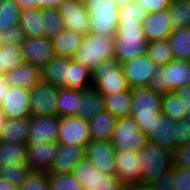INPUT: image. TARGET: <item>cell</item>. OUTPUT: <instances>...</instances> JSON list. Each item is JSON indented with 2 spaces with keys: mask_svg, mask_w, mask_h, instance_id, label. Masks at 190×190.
Returning a JSON list of instances; mask_svg holds the SVG:
<instances>
[{
  "mask_svg": "<svg viewBox=\"0 0 190 190\" xmlns=\"http://www.w3.org/2000/svg\"><path fill=\"white\" fill-rule=\"evenodd\" d=\"M174 166L171 171L162 175L155 185L157 190H175L174 187Z\"/></svg>",
  "mask_w": 190,
  "mask_h": 190,
  "instance_id": "51",
  "label": "cell"
},
{
  "mask_svg": "<svg viewBox=\"0 0 190 190\" xmlns=\"http://www.w3.org/2000/svg\"><path fill=\"white\" fill-rule=\"evenodd\" d=\"M111 143L115 150L140 152L148 143V137L140 132L132 117L117 118Z\"/></svg>",
  "mask_w": 190,
  "mask_h": 190,
  "instance_id": "8",
  "label": "cell"
},
{
  "mask_svg": "<svg viewBox=\"0 0 190 190\" xmlns=\"http://www.w3.org/2000/svg\"><path fill=\"white\" fill-rule=\"evenodd\" d=\"M25 63L42 67L55 57L52 40L46 37H30L22 44Z\"/></svg>",
  "mask_w": 190,
  "mask_h": 190,
  "instance_id": "19",
  "label": "cell"
},
{
  "mask_svg": "<svg viewBox=\"0 0 190 190\" xmlns=\"http://www.w3.org/2000/svg\"><path fill=\"white\" fill-rule=\"evenodd\" d=\"M146 54L158 66H164L174 59L168 39L150 41Z\"/></svg>",
  "mask_w": 190,
  "mask_h": 190,
  "instance_id": "38",
  "label": "cell"
},
{
  "mask_svg": "<svg viewBox=\"0 0 190 190\" xmlns=\"http://www.w3.org/2000/svg\"><path fill=\"white\" fill-rule=\"evenodd\" d=\"M104 96V106L116 118L131 117L132 89Z\"/></svg>",
  "mask_w": 190,
  "mask_h": 190,
  "instance_id": "26",
  "label": "cell"
},
{
  "mask_svg": "<svg viewBox=\"0 0 190 190\" xmlns=\"http://www.w3.org/2000/svg\"><path fill=\"white\" fill-rule=\"evenodd\" d=\"M162 114V94L148 87L132 89L131 117L140 132L149 137L154 133L156 119Z\"/></svg>",
  "mask_w": 190,
  "mask_h": 190,
  "instance_id": "1",
  "label": "cell"
},
{
  "mask_svg": "<svg viewBox=\"0 0 190 190\" xmlns=\"http://www.w3.org/2000/svg\"><path fill=\"white\" fill-rule=\"evenodd\" d=\"M142 165L139 152L129 150H116L115 176L123 183L142 182Z\"/></svg>",
  "mask_w": 190,
  "mask_h": 190,
  "instance_id": "15",
  "label": "cell"
},
{
  "mask_svg": "<svg viewBox=\"0 0 190 190\" xmlns=\"http://www.w3.org/2000/svg\"><path fill=\"white\" fill-rule=\"evenodd\" d=\"M60 117L30 116L28 142L58 143Z\"/></svg>",
  "mask_w": 190,
  "mask_h": 190,
  "instance_id": "16",
  "label": "cell"
},
{
  "mask_svg": "<svg viewBox=\"0 0 190 190\" xmlns=\"http://www.w3.org/2000/svg\"><path fill=\"white\" fill-rule=\"evenodd\" d=\"M141 190H157L154 185L141 182Z\"/></svg>",
  "mask_w": 190,
  "mask_h": 190,
  "instance_id": "59",
  "label": "cell"
},
{
  "mask_svg": "<svg viewBox=\"0 0 190 190\" xmlns=\"http://www.w3.org/2000/svg\"><path fill=\"white\" fill-rule=\"evenodd\" d=\"M50 180L48 172L32 171L18 190H49Z\"/></svg>",
  "mask_w": 190,
  "mask_h": 190,
  "instance_id": "44",
  "label": "cell"
},
{
  "mask_svg": "<svg viewBox=\"0 0 190 190\" xmlns=\"http://www.w3.org/2000/svg\"><path fill=\"white\" fill-rule=\"evenodd\" d=\"M178 146L190 142V120L176 121V134H174Z\"/></svg>",
  "mask_w": 190,
  "mask_h": 190,
  "instance_id": "48",
  "label": "cell"
},
{
  "mask_svg": "<svg viewBox=\"0 0 190 190\" xmlns=\"http://www.w3.org/2000/svg\"><path fill=\"white\" fill-rule=\"evenodd\" d=\"M149 14L146 8L138 1L128 4H122L118 11V22L125 23H143L145 17Z\"/></svg>",
  "mask_w": 190,
  "mask_h": 190,
  "instance_id": "40",
  "label": "cell"
},
{
  "mask_svg": "<svg viewBox=\"0 0 190 190\" xmlns=\"http://www.w3.org/2000/svg\"><path fill=\"white\" fill-rule=\"evenodd\" d=\"M29 118L6 120L5 126L0 134V142L5 143H28Z\"/></svg>",
  "mask_w": 190,
  "mask_h": 190,
  "instance_id": "28",
  "label": "cell"
},
{
  "mask_svg": "<svg viewBox=\"0 0 190 190\" xmlns=\"http://www.w3.org/2000/svg\"><path fill=\"white\" fill-rule=\"evenodd\" d=\"M142 29L147 40H165L173 32L168 9L149 13L142 23Z\"/></svg>",
  "mask_w": 190,
  "mask_h": 190,
  "instance_id": "20",
  "label": "cell"
},
{
  "mask_svg": "<svg viewBox=\"0 0 190 190\" xmlns=\"http://www.w3.org/2000/svg\"><path fill=\"white\" fill-rule=\"evenodd\" d=\"M38 0H15L21 10H28L30 8H37Z\"/></svg>",
  "mask_w": 190,
  "mask_h": 190,
  "instance_id": "55",
  "label": "cell"
},
{
  "mask_svg": "<svg viewBox=\"0 0 190 190\" xmlns=\"http://www.w3.org/2000/svg\"><path fill=\"white\" fill-rule=\"evenodd\" d=\"M168 41L174 59L190 61V27L173 30Z\"/></svg>",
  "mask_w": 190,
  "mask_h": 190,
  "instance_id": "33",
  "label": "cell"
},
{
  "mask_svg": "<svg viewBox=\"0 0 190 190\" xmlns=\"http://www.w3.org/2000/svg\"><path fill=\"white\" fill-rule=\"evenodd\" d=\"M64 1L65 0H38L37 8H40L42 10L49 8H59Z\"/></svg>",
  "mask_w": 190,
  "mask_h": 190,
  "instance_id": "53",
  "label": "cell"
},
{
  "mask_svg": "<svg viewBox=\"0 0 190 190\" xmlns=\"http://www.w3.org/2000/svg\"><path fill=\"white\" fill-rule=\"evenodd\" d=\"M92 87L91 70L81 63L69 61V88L83 90Z\"/></svg>",
  "mask_w": 190,
  "mask_h": 190,
  "instance_id": "35",
  "label": "cell"
},
{
  "mask_svg": "<svg viewBox=\"0 0 190 190\" xmlns=\"http://www.w3.org/2000/svg\"><path fill=\"white\" fill-rule=\"evenodd\" d=\"M122 181L116 176L110 174H102L99 181L98 190H121Z\"/></svg>",
  "mask_w": 190,
  "mask_h": 190,
  "instance_id": "49",
  "label": "cell"
},
{
  "mask_svg": "<svg viewBox=\"0 0 190 190\" xmlns=\"http://www.w3.org/2000/svg\"><path fill=\"white\" fill-rule=\"evenodd\" d=\"M149 41L142 23L118 22L114 36V58L121 64L146 53Z\"/></svg>",
  "mask_w": 190,
  "mask_h": 190,
  "instance_id": "2",
  "label": "cell"
},
{
  "mask_svg": "<svg viewBox=\"0 0 190 190\" xmlns=\"http://www.w3.org/2000/svg\"><path fill=\"white\" fill-rule=\"evenodd\" d=\"M121 190H141L140 183H123L121 185Z\"/></svg>",
  "mask_w": 190,
  "mask_h": 190,
  "instance_id": "56",
  "label": "cell"
},
{
  "mask_svg": "<svg viewBox=\"0 0 190 190\" xmlns=\"http://www.w3.org/2000/svg\"><path fill=\"white\" fill-rule=\"evenodd\" d=\"M18 25L23 29L27 38L44 37L43 20L40 8L22 10Z\"/></svg>",
  "mask_w": 190,
  "mask_h": 190,
  "instance_id": "31",
  "label": "cell"
},
{
  "mask_svg": "<svg viewBox=\"0 0 190 190\" xmlns=\"http://www.w3.org/2000/svg\"><path fill=\"white\" fill-rule=\"evenodd\" d=\"M86 157L104 174L115 176L116 150L111 142L91 140L86 145Z\"/></svg>",
  "mask_w": 190,
  "mask_h": 190,
  "instance_id": "14",
  "label": "cell"
},
{
  "mask_svg": "<svg viewBox=\"0 0 190 190\" xmlns=\"http://www.w3.org/2000/svg\"><path fill=\"white\" fill-rule=\"evenodd\" d=\"M139 154L143 170L142 182L155 186L162 175L173 168V154L161 146L148 142Z\"/></svg>",
  "mask_w": 190,
  "mask_h": 190,
  "instance_id": "5",
  "label": "cell"
},
{
  "mask_svg": "<svg viewBox=\"0 0 190 190\" xmlns=\"http://www.w3.org/2000/svg\"><path fill=\"white\" fill-rule=\"evenodd\" d=\"M26 144L0 142V166L26 165Z\"/></svg>",
  "mask_w": 190,
  "mask_h": 190,
  "instance_id": "32",
  "label": "cell"
},
{
  "mask_svg": "<svg viewBox=\"0 0 190 190\" xmlns=\"http://www.w3.org/2000/svg\"><path fill=\"white\" fill-rule=\"evenodd\" d=\"M104 109V96L100 92L94 87L82 90L79 109H77V117L89 121Z\"/></svg>",
  "mask_w": 190,
  "mask_h": 190,
  "instance_id": "25",
  "label": "cell"
},
{
  "mask_svg": "<svg viewBox=\"0 0 190 190\" xmlns=\"http://www.w3.org/2000/svg\"><path fill=\"white\" fill-rule=\"evenodd\" d=\"M7 118L5 117V115L3 114V112L0 109V134L3 130V127L5 126Z\"/></svg>",
  "mask_w": 190,
  "mask_h": 190,
  "instance_id": "58",
  "label": "cell"
},
{
  "mask_svg": "<svg viewBox=\"0 0 190 190\" xmlns=\"http://www.w3.org/2000/svg\"><path fill=\"white\" fill-rule=\"evenodd\" d=\"M180 100L183 108L190 109V85L182 86L173 92Z\"/></svg>",
  "mask_w": 190,
  "mask_h": 190,
  "instance_id": "52",
  "label": "cell"
},
{
  "mask_svg": "<svg viewBox=\"0 0 190 190\" xmlns=\"http://www.w3.org/2000/svg\"><path fill=\"white\" fill-rule=\"evenodd\" d=\"M58 10L65 20V29L85 36L89 34L90 14L85 9L84 2L65 0Z\"/></svg>",
  "mask_w": 190,
  "mask_h": 190,
  "instance_id": "12",
  "label": "cell"
},
{
  "mask_svg": "<svg viewBox=\"0 0 190 190\" xmlns=\"http://www.w3.org/2000/svg\"><path fill=\"white\" fill-rule=\"evenodd\" d=\"M116 119L106 109L98 112L94 118H91L88 123L92 140L111 142L116 126Z\"/></svg>",
  "mask_w": 190,
  "mask_h": 190,
  "instance_id": "24",
  "label": "cell"
},
{
  "mask_svg": "<svg viewBox=\"0 0 190 190\" xmlns=\"http://www.w3.org/2000/svg\"><path fill=\"white\" fill-rule=\"evenodd\" d=\"M48 176L50 180L49 190H84V188L78 182V179L74 177L72 173H48Z\"/></svg>",
  "mask_w": 190,
  "mask_h": 190,
  "instance_id": "43",
  "label": "cell"
},
{
  "mask_svg": "<svg viewBox=\"0 0 190 190\" xmlns=\"http://www.w3.org/2000/svg\"><path fill=\"white\" fill-rule=\"evenodd\" d=\"M3 45V42H2V40H1V37H0V47Z\"/></svg>",
  "mask_w": 190,
  "mask_h": 190,
  "instance_id": "62",
  "label": "cell"
},
{
  "mask_svg": "<svg viewBox=\"0 0 190 190\" xmlns=\"http://www.w3.org/2000/svg\"><path fill=\"white\" fill-rule=\"evenodd\" d=\"M92 140L87 120L81 117H60L58 144L86 146Z\"/></svg>",
  "mask_w": 190,
  "mask_h": 190,
  "instance_id": "10",
  "label": "cell"
},
{
  "mask_svg": "<svg viewBox=\"0 0 190 190\" xmlns=\"http://www.w3.org/2000/svg\"><path fill=\"white\" fill-rule=\"evenodd\" d=\"M173 30L190 27V0H177L168 8Z\"/></svg>",
  "mask_w": 190,
  "mask_h": 190,
  "instance_id": "37",
  "label": "cell"
},
{
  "mask_svg": "<svg viewBox=\"0 0 190 190\" xmlns=\"http://www.w3.org/2000/svg\"><path fill=\"white\" fill-rule=\"evenodd\" d=\"M173 166L190 169V142L178 146L173 153Z\"/></svg>",
  "mask_w": 190,
  "mask_h": 190,
  "instance_id": "47",
  "label": "cell"
},
{
  "mask_svg": "<svg viewBox=\"0 0 190 190\" xmlns=\"http://www.w3.org/2000/svg\"><path fill=\"white\" fill-rule=\"evenodd\" d=\"M44 37L52 40L65 30V20L58 8L41 9Z\"/></svg>",
  "mask_w": 190,
  "mask_h": 190,
  "instance_id": "36",
  "label": "cell"
},
{
  "mask_svg": "<svg viewBox=\"0 0 190 190\" xmlns=\"http://www.w3.org/2000/svg\"><path fill=\"white\" fill-rule=\"evenodd\" d=\"M85 35L65 29L52 39L55 55L73 58Z\"/></svg>",
  "mask_w": 190,
  "mask_h": 190,
  "instance_id": "29",
  "label": "cell"
},
{
  "mask_svg": "<svg viewBox=\"0 0 190 190\" xmlns=\"http://www.w3.org/2000/svg\"><path fill=\"white\" fill-rule=\"evenodd\" d=\"M71 59L55 55L41 67V80L58 88H69V61Z\"/></svg>",
  "mask_w": 190,
  "mask_h": 190,
  "instance_id": "22",
  "label": "cell"
},
{
  "mask_svg": "<svg viewBox=\"0 0 190 190\" xmlns=\"http://www.w3.org/2000/svg\"><path fill=\"white\" fill-rule=\"evenodd\" d=\"M86 157V146L58 144L56 158L49 168L50 174L71 173L75 166Z\"/></svg>",
  "mask_w": 190,
  "mask_h": 190,
  "instance_id": "17",
  "label": "cell"
},
{
  "mask_svg": "<svg viewBox=\"0 0 190 190\" xmlns=\"http://www.w3.org/2000/svg\"><path fill=\"white\" fill-rule=\"evenodd\" d=\"M142 4L149 13L159 12L168 9L170 6L169 0H136Z\"/></svg>",
  "mask_w": 190,
  "mask_h": 190,
  "instance_id": "50",
  "label": "cell"
},
{
  "mask_svg": "<svg viewBox=\"0 0 190 190\" xmlns=\"http://www.w3.org/2000/svg\"><path fill=\"white\" fill-rule=\"evenodd\" d=\"M84 5L90 14L89 33L115 36L119 6L114 0H86Z\"/></svg>",
  "mask_w": 190,
  "mask_h": 190,
  "instance_id": "6",
  "label": "cell"
},
{
  "mask_svg": "<svg viewBox=\"0 0 190 190\" xmlns=\"http://www.w3.org/2000/svg\"><path fill=\"white\" fill-rule=\"evenodd\" d=\"M31 172L32 170L28 164L0 166V179L5 180L14 187L19 188Z\"/></svg>",
  "mask_w": 190,
  "mask_h": 190,
  "instance_id": "41",
  "label": "cell"
},
{
  "mask_svg": "<svg viewBox=\"0 0 190 190\" xmlns=\"http://www.w3.org/2000/svg\"><path fill=\"white\" fill-rule=\"evenodd\" d=\"M135 0H114V2L120 7L122 4H130Z\"/></svg>",
  "mask_w": 190,
  "mask_h": 190,
  "instance_id": "60",
  "label": "cell"
},
{
  "mask_svg": "<svg viewBox=\"0 0 190 190\" xmlns=\"http://www.w3.org/2000/svg\"><path fill=\"white\" fill-rule=\"evenodd\" d=\"M175 190H190V169L174 166Z\"/></svg>",
  "mask_w": 190,
  "mask_h": 190,
  "instance_id": "46",
  "label": "cell"
},
{
  "mask_svg": "<svg viewBox=\"0 0 190 190\" xmlns=\"http://www.w3.org/2000/svg\"><path fill=\"white\" fill-rule=\"evenodd\" d=\"M129 88L149 86V80L157 66L145 53L120 64Z\"/></svg>",
  "mask_w": 190,
  "mask_h": 190,
  "instance_id": "11",
  "label": "cell"
},
{
  "mask_svg": "<svg viewBox=\"0 0 190 190\" xmlns=\"http://www.w3.org/2000/svg\"><path fill=\"white\" fill-rule=\"evenodd\" d=\"M0 190H18V188L14 187L7 181L0 179Z\"/></svg>",
  "mask_w": 190,
  "mask_h": 190,
  "instance_id": "57",
  "label": "cell"
},
{
  "mask_svg": "<svg viewBox=\"0 0 190 190\" xmlns=\"http://www.w3.org/2000/svg\"><path fill=\"white\" fill-rule=\"evenodd\" d=\"M190 85V61L173 59L164 66H156L148 88L158 93H170Z\"/></svg>",
  "mask_w": 190,
  "mask_h": 190,
  "instance_id": "3",
  "label": "cell"
},
{
  "mask_svg": "<svg viewBox=\"0 0 190 190\" xmlns=\"http://www.w3.org/2000/svg\"><path fill=\"white\" fill-rule=\"evenodd\" d=\"M175 1H177V0H169L170 3H173V2H175Z\"/></svg>",
  "mask_w": 190,
  "mask_h": 190,
  "instance_id": "63",
  "label": "cell"
},
{
  "mask_svg": "<svg viewBox=\"0 0 190 190\" xmlns=\"http://www.w3.org/2000/svg\"><path fill=\"white\" fill-rule=\"evenodd\" d=\"M186 112L187 108H183L180 100L173 92L162 94V114L178 121L185 118Z\"/></svg>",
  "mask_w": 190,
  "mask_h": 190,
  "instance_id": "42",
  "label": "cell"
},
{
  "mask_svg": "<svg viewBox=\"0 0 190 190\" xmlns=\"http://www.w3.org/2000/svg\"><path fill=\"white\" fill-rule=\"evenodd\" d=\"M0 37L3 44H14L18 46H22L24 41L27 39L25 32L18 24L11 26L3 32H0Z\"/></svg>",
  "mask_w": 190,
  "mask_h": 190,
  "instance_id": "45",
  "label": "cell"
},
{
  "mask_svg": "<svg viewBox=\"0 0 190 190\" xmlns=\"http://www.w3.org/2000/svg\"><path fill=\"white\" fill-rule=\"evenodd\" d=\"M10 85L6 80V76L0 73V105L4 101L7 92H9Z\"/></svg>",
  "mask_w": 190,
  "mask_h": 190,
  "instance_id": "54",
  "label": "cell"
},
{
  "mask_svg": "<svg viewBox=\"0 0 190 190\" xmlns=\"http://www.w3.org/2000/svg\"><path fill=\"white\" fill-rule=\"evenodd\" d=\"M8 84L12 87L31 89L41 81V68L24 63L5 73Z\"/></svg>",
  "mask_w": 190,
  "mask_h": 190,
  "instance_id": "23",
  "label": "cell"
},
{
  "mask_svg": "<svg viewBox=\"0 0 190 190\" xmlns=\"http://www.w3.org/2000/svg\"><path fill=\"white\" fill-rule=\"evenodd\" d=\"M82 90L59 88L56 112L58 117H71L77 115Z\"/></svg>",
  "mask_w": 190,
  "mask_h": 190,
  "instance_id": "30",
  "label": "cell"
},
{
  "mask_svg": "<svg viewBox=\"0 0 190 190\" xmlns=\"http://www.w3.org/2000/svg\"><path fill=\"white\" fill-rule=\"evenodd\" d=\"M58 143L28 142L27 164L32 171L48 172L56 158Z\"/></svg>",
  "mask_w": 190,
  "mask_h": 190,
  "instance_id": "18",
  "label": "cell"
},
{
  "mask_svg": "<svg viewBox=\"0 0 190 190\" xmlns=\"http://www.w3.org/2000/svg\"><path fill=\"white\" fill-rule=\"evenodd\" d=\"M111 58H114V36L89 33L72 59L92 71L100 62Z\"/></svg>",
  "mask_w": 190,
  "mask_h": 190,
  "instance_id": "4",
  "label": "cell"
},
{
  "mask_svg": "<svg viewBox=\"0 0 190 190\" xmlns=\"http://www.w3.org/2000/svg\"><path fill=\"white\" fill-rule=\"evenodd\" d=\"M84 190H98L101 172L87 157L82 159L71 172Z\"/></svg>",
  "mask_w": 190,
  "mask_h": 190,
  "instance_id": "27",
  "label": "cell"
},
{
  "mask_svg": "<svg viewBox=\"0 0 190 190\" xmlns=\"http://www.w3.org/2000/svg\"><path fill=\"white\" fill-rule=\"evenodd\" d=\"M184 119H188L190 120V109L187 110L185 118Z\"/></svg>",
  "mask_w": 190,
  "mask_h": 190,
  "instance_id": "61",
  "label": "cell"
},
{
  "mask_svg": "<svg viewBox=\"0 0 190 190\" xmlns=\"http://www.w3.org/2000/svg\"><path fill=\"white\" fill-rule=\"evenodd\" d=\"M92 87L102 95H110L129 88L120 63L111 58L100 62L92 71Z\"/></svg>",
  "mask_w": 190,
  "mask_h": 190,
  "instance_id": "7",
  "label": "cell"
},
{
  "mask_svg": "<svg viewBox=\"0 0 190 190\" xmlns=\"http://www.w3.org/2000/svg\"><path fill=\"white\" fill-rule=\"evenodd\" d=\"M21 11L15 0H2L0 3V32L18 24Z\"/></svg>",
  "mask_w": 190,
  "mask_h": 190,
  "instance_id": "39",
  "label": "cell"
},
{
  "mask_svg": "<svg viewBox=\"0 0 190 190\" xmlns=\"http://www.w3.org/2000/svg\"><path fill=\"white\" fill-rule=\"evenodd\" d=\"M25 63L22 47L14 44H3L0 47V73L16 69Z\"/></svg>",
  "mask_w": 190,
  "mask_h": 190,
  "instance_id": "34",
  "label": "cell"
},
{
  "mask_svg": "<svg viewBox=\"0 0 190 190\" xmlns=\"http://www.w3.org/2000/svg\"><path fill=\"white\" fill-rule=\"evenodd\" d=\"M174 134H176V121L161 114L155 121L154 133L148 137V142L161 146L173 154L178 147Z\"/></svg>",
  "mask_w": 190,
  "mask_h": 190,
  "instance_id": "21",
  "label": "cell"
},
{
  "mask_svg": "<svg viewBox=\"0 0 190 190\" xmlns=\"http://www.w3.org/2000/svg\"><path fill=\"white\" fill-rule=\"evenodd\" d=\"M29 103V89L10 86L0 109L9 120L29 118L32 116Z\"/></svg>",
  "mask_w": 190,
  "mask_h": 190,
  "instance_id": "13",
  "label": "cell"
},
{
  "mask_svg": "<svg viewBox=\"0 0 190 190\" xmlns=\"http://www.w3.org/2000/svg\"><path fill=\"white\" fill-rule=\"evenodd\" d=\"M57 86L41 80L30 89V109L34 116L57 115L56 103L58 100Z\"/></svg>",
  "mask_w": 190,
  "mask_h": 190,
  "instance_id": "9",
  "label": "cell"
}]
</instances>
